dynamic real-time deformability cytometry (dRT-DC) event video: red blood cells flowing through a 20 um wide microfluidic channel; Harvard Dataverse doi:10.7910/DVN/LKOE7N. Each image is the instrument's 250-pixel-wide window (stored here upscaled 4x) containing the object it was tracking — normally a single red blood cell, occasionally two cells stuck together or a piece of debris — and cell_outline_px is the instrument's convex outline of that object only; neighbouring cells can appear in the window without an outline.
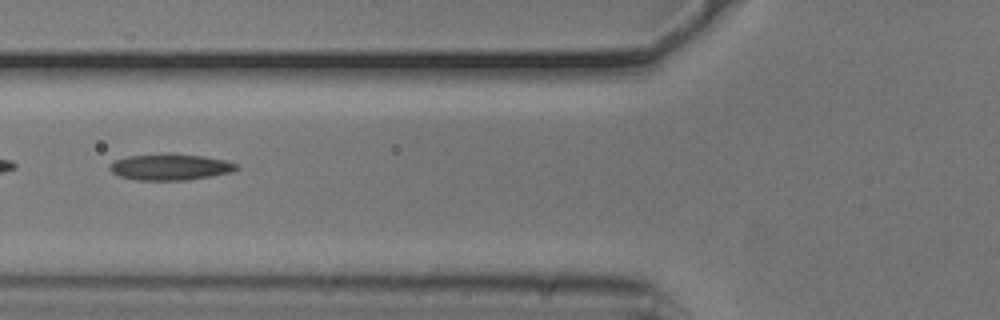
{"species": "common noctule bat (a hibernating species)", "species_latin": "Nyctalus noctula", "temperature_condition": "cold", "stored_images_in_passage": 39, "camera_frame_rate_fps": 3000, "um_per_image_px": 0.085, "animal": {"sex": "male", "body_mass_g": 20.5, "forearm_length_mm": 52.5}, "frame": {"image": 1, "passage_image": 6, "time_ms": 1.667, "image_size_px": [1000, 320], "cell_outline_px": [[240, 168], [232, 172], [212, 176], [188, 180], [136, 180], [120, 176], [112, 172], [108, 168], [116, 160], [128, 156], [204, 156], [228, 160], [236, 164]], "centroid_in_image_um": [14.54, 14.24], "position_along_channel_um": 111.3, "area_um2": 18.61}, "authors_computed_cell_mechanics": {"area_um2": 18.4382, "velocity_mm_per_s": 3.7923, "shape_relaxation_time_tau1_ms": 6.5128, "shape_relaxation_time_tau2_ms": 3.0026, "deformation_change_tau1": 0.1749, "deformation_change_tau2": 0.1283}}